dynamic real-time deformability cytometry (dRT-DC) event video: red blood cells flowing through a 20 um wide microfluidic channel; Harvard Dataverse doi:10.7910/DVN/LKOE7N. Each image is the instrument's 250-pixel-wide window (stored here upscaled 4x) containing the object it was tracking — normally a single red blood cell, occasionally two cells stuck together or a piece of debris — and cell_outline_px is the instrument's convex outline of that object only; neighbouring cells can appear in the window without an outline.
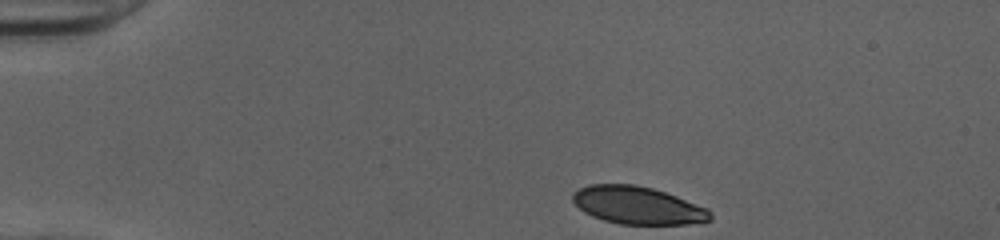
{"species": "human", "species_latin": "Homo sapiens", "temperature_condition": "cold", "stored_images_in_passage": 36, "camera_frame_rate_fps": 3000, "um_per_image_px": 0.085, "donor": {"sex": "female"}, "frame": {"image": 1, "passage_image": 1, "time_ms": 0.0, "image_size_px": [1000, 240], "cell_outline_px": [[712, 220], [688, 224], [620, 224], [604, 220], [592, 216], [584, 212], [572, 200], [572, 192], [588, 184], [636, 184], [652, 188], [676, 196], [708, 208], [712, 212]], "centroid_in_image_um": [54.21, 17.45], "position_along_channel_um": 30.8, "area_um2": 30.23}}
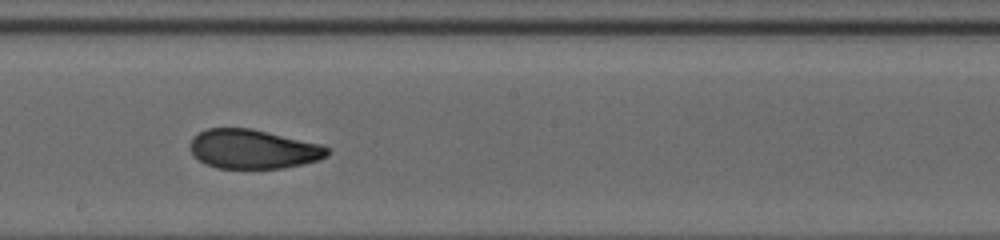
{"frame": {"image": 2, "passage_image": 21, "time_ms": 6.667, "image_size_px": [1000, 240], "cell_outline_px": [[328, 156], [320, 160], [284, 168], [216, 168], [204, 164], [192, 156], [188, 148], [188, 144], [192, 136], [196, 132], [208, 128], [248, 128], [324, 144], [328, 148]], "centroid_in_image_um": [21.46, 12.67], "position_along_channel_um": 226.7, "area_um2": 31.91}}
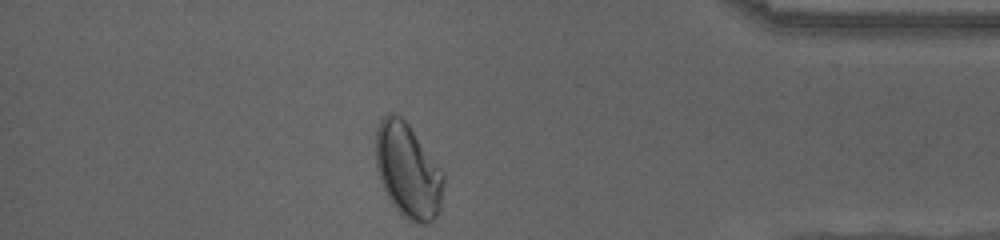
{"frame": {"image": 3, "passage_image": 36, "time_ms": 11.667, "image_size_px": [1000, 240], "cell_outline_px": [[444, 180], [440, 208], [436, 216], [428, 224], [416, 224], [408, 220], [392, 204], [380, 180], [376, 168], [376, 128], [380, 120], [388, 112], [392, 112], [400, 116], [408, 124], [444, 172]], "centroid_in_image_um": [34.67, 14.5], "position_along_channel_um": 400.5, "area_um2": 37.34}, "authors_computed_cell_mechanics": {"area_um2": 32.0501, "velocity_mm_per_s": 4.0436, "shape_relaxation_time_tau1_ms": 5.3934, "shape_relaxation_time_tau2_ms": 1.457, "deformation_change_tau1": 0.1828, "deformation_change_tau2": 0.0651}}